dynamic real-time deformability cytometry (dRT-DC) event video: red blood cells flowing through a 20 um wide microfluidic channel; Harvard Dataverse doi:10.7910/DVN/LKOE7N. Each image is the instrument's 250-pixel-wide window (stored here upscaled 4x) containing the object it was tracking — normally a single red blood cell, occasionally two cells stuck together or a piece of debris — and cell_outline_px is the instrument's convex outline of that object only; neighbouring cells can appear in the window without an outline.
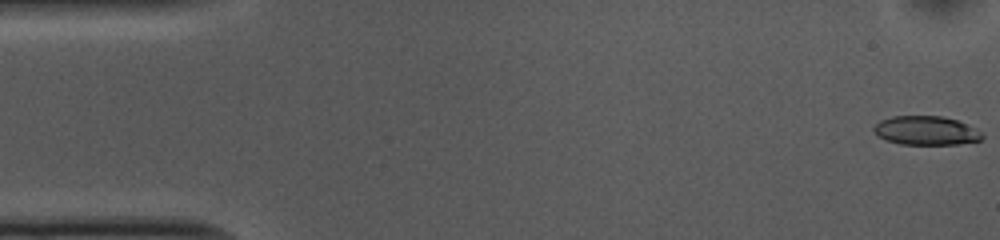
{"species": "common noctule bat (a hibernating species)", "species_latin": "Nyctalus noctula", "temperature_condition": "cold", "stored_images_in_passage": 53, "camera_frame_rate_fps": 3000, "um_per_image_px": 0.085, "animal": {"sex": "female", "body_mass_g": 10.0, "forearm_length_mm": 53.1}, "frame": {"image": 1, "passage_image": 1, "time_ms": 0.0, "image_size_px": [1000, 240], "cell_outline_px": [[984, 136], [980, 140], [956, 144], [900, 144], [888, 140], [880, 136], [872, 128], [880, 120], [892, 116], [940, 116], [956, 120], [984, 132]], "centroid_in_image_um": [78.74, 11.09], "position_along_channel_um": 6.3, "area_um2": 18.03}}
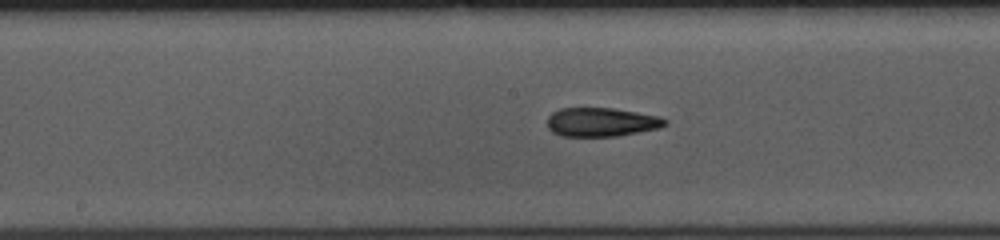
{"frame": {"image": 2, "passage_image": 26, "time_ms": 8.333, "image_size_px": [1000, 240], "cell_outline_px": [[668, 124], [660, 128], [616, 136], [560, 136], [552, 132], [548, 128], [548, 116], [552, 112], [560, 108], [612, 108], [660, 116], [668, 120]], "centroid_in_image_um": [51.12, 10.38], "position_along_channel_um": 197.1, "area_um2": 19.88}}
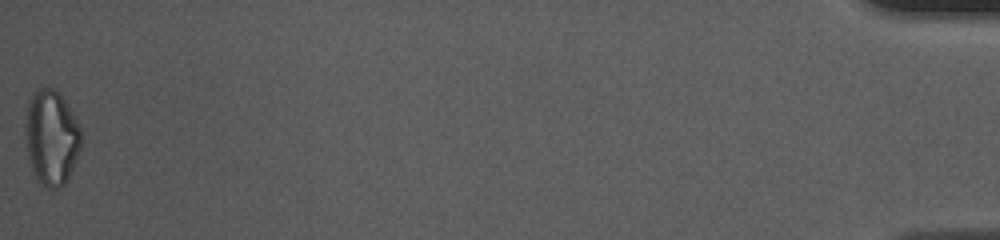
{"frame": {"image": 3, "passage_image": 53, "time_ms": 17.333, "image_size_px": [1000, 240], "cell_outline_px": [[80, 148], [76, 160], [64, 184], [60, 188], [48, 188], [36, 176], [28, 160], [24, 132], [24, 124], [28, 104], [32, 96], [40, 88], [52, 88], [64, 100], [80, 128]], "centroid_in_image_um": [4.34, 11.7], "position_along_channel_um": 430.9, "area_um2": 30.29}, "authors_computed_cell_mechanics": {"area_um2": 20.4034, "velocity_mm_per_s": 3.7399, "shape_relaxation_time_tau1_ms": 5.26, "shape_relaxation_time_tau2_ms": 4.4109, "deformation_change_tau1": 0.1695, "deformation_change_tau2": 0.1432}}